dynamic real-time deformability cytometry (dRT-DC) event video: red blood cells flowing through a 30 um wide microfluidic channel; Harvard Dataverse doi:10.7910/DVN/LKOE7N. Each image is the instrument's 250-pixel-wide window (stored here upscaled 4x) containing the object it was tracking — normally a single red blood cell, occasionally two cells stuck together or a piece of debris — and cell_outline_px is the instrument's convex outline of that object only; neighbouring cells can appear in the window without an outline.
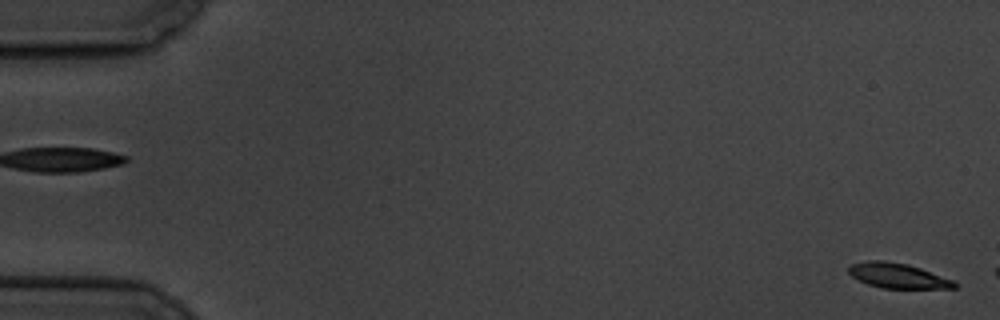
{"species": "common noctule bat (a hibernating species)", "species_latin": "Nyctalus noctula", "temperature_condition": "cold", "stored_images_in_passage": 6, "segment_of_instrument_passage": [2, 2], "camera_frame_rate_fps": 3000, "um_per_image_px": 0.085, "animal": {"sex": "male", "body_mass_g": 19.5, "forearm_length_mm": 54.6}, "frame": {"image": 1, "passage_image": 6, "time_ms": 5.667, "image_size_px": [1000, 320], "cell_outline_px": [[960, 284], [956, 288], [884, 288], [868, 284], [852, 276], [848, 272], [848, 268], [852, 264], [868, 260], [880, 260], [908, 264], [956, 280]], "centroid_in_image_um": [76.38, 23.43], "position_along_channel_um": 8.6, "area_um2": 15.43}}